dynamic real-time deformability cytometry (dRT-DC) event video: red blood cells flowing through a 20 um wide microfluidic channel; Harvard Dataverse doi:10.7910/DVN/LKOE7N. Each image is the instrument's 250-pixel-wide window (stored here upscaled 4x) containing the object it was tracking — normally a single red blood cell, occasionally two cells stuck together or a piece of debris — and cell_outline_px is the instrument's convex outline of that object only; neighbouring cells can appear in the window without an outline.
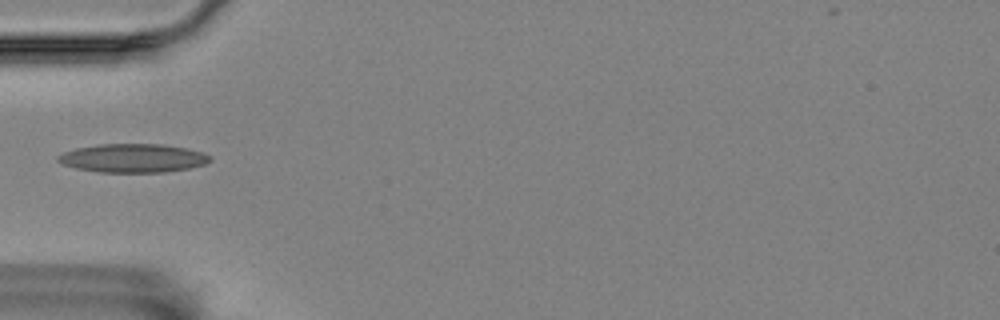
{"species": "Egyptian fruit bat (a non-hibernating species)", "species_latin": "Rousettus aegyptiacus", "temperature_condition": "room temperature", "stored_images_in_passage": 36, "camera_frame_rate_fps": 3000, "um_per_image_px": 0.085, "animal": {"sex": "female"}, "frame": {"image": 1, "passage_image": 1, "time_ms": 0.0, "image_size_px": [1000, 320], "cell_outline_px": [[212, 160], [204, 164], [188, 168], [164, 172], [100, 172], [76, 168], [64, 164], [56, 160], [56, 156], [64, 152], [76, 148], [100, 144], [160, 144], [184, 148], [204, 152], [212, 156]], "centroid_in_image_um": [11.31, 13.44], "position_along_channel_um": 73.7, "area_um2": 25.26}}
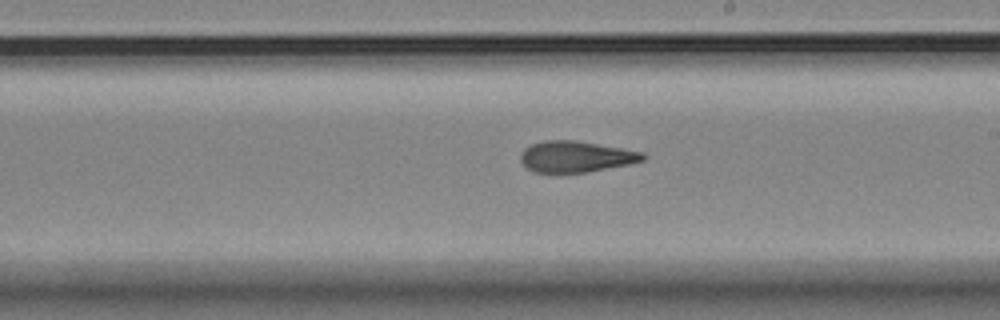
{"frame": {"image": 2, "passage_image": 15, "time_ms": 4.667, "image_size_px": [1000, 320], "cell_outline_px": [[648, 156], [644, 160], [628, 164], [584, 172], [536, 172], [528, 168], [520, 160], [520, 156], [524, 148], [532, 144], [544, 140], [576, 140], [644, 152]], "centroid_in_image_um": [48.96, 13.3], "position_along_channel_um": 240.0, "area_um2": 21.96}}
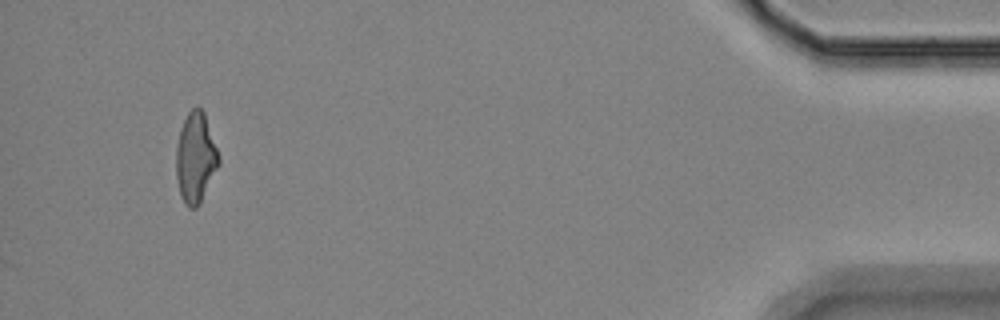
{"frame": {"image": 3, "passage_image": 36, "time_ms": 11.667, "image_size_px": [1000, 320], "cell_outline_px": [[220, 164], [200, 204], [196, 208], [188, 208], [180, 192], [176, 176], [176, 148], [180, 128], [188, 112], [192, 108], [200, 108], [204, 112], [220, 156]], "centroid_in_image_um": [16.64, 13.41], "position_along_channel_um": 418.6, "area_um2": 22.43}}